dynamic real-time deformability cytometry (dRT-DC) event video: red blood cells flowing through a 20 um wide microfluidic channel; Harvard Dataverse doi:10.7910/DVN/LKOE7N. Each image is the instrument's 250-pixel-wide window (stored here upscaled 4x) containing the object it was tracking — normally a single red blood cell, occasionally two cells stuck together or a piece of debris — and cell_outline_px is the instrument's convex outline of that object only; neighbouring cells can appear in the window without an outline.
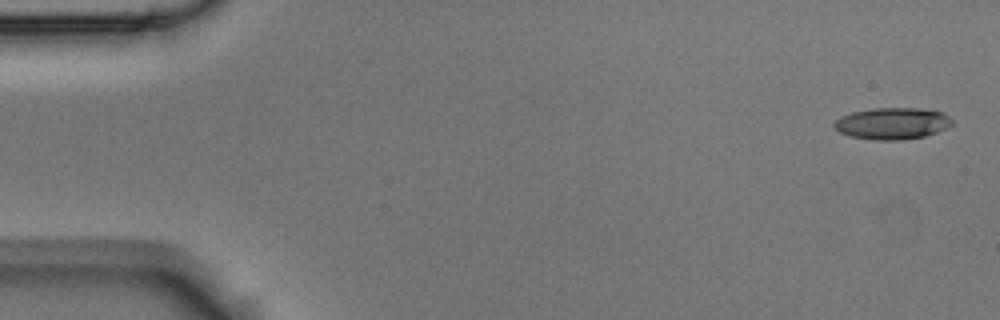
{"species": "Egyptian fruit bat (a non-hibernating species)", "species_latin": "Rousettus aegyptiacus", "temperature_condition": "room temperature", "stored_images_in_passage": 5, "camera_frame_rate_fps": 3000, "um_per_image_px": 0.085, "animal": {"sex": "male"}, "frame": {"image": 1, "passage_image": 1, "time_ms": 0.0, "image_size_px": [1000, 320], "cell_outline_px": [[952, 124], [948, 128], [924, 136], [904, 140], [872, 140], [848, 136], [840, 132], [832, 124], [836, 120], [852, 112], [872, 108], [920, 108], [940, 112], [948, 116], [952, 120]], "centroid_in_image_um": [75.84, 10.5], "position_along_channel_um": 9.2, "area_um2": 21.73}}
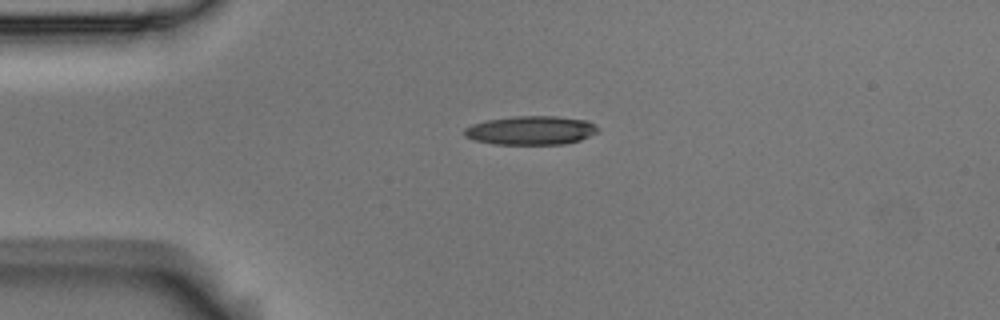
{"frame": {"image": 2, "passage_image": 4, "time_ms": 1.0, "image_size_px": [1000, 320], "cell_outline_px": [[600, 128], [596, 132], [580, 140], [564, 144], [492, 144], [472, 140], [464, 136], [464, 128], [472, 124], [484, 120], [512, 116], [556, 116], [588, 120], [596, 124]], "centroid_in_image_um": [45.1, 11.07], "position_along_channel_um": 39.9, "area_um2": 22.72}}